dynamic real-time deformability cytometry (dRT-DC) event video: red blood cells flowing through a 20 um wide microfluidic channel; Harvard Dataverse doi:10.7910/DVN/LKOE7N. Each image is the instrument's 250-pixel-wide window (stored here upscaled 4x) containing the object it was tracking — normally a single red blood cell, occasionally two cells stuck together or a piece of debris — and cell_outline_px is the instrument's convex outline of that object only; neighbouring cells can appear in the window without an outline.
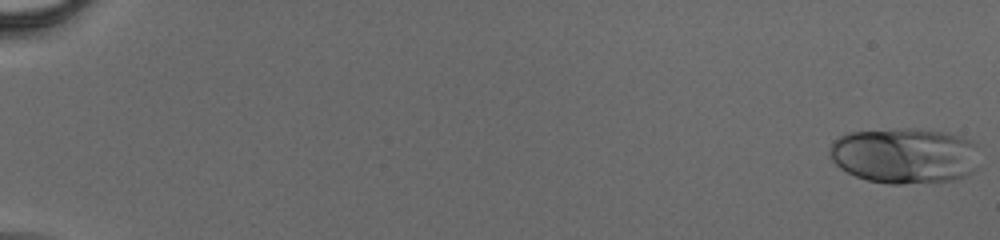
{"species": "human", "species_latin": "Homo sapiens", "temperature_condition": "cold", "stored_images_in_passage": 56, "camera_frame_rate_fps": 3000, "um_per_image_px": 0.085, "donor": {"sex": "male"}, "frame": {"image": 1, "passage_image": 1, "time_ms": 0.0, "image_size_px": [1000, 240], "cell_outline_px": [[980, 144], [972, 172], [968, 176], [956, 180], [900, 184], [888, 184], [868, 180], [856, 176], [840, 168], [832, 160], [828, 152], [832, 140], [848, 132], [900, 128], [920, 128], [944, 132], [960, 136], [972, 140]], "centroid_in_image_um": [76.9, 13.21], "position_along_channel_um": 8.1, "area_um2": 49.3}}
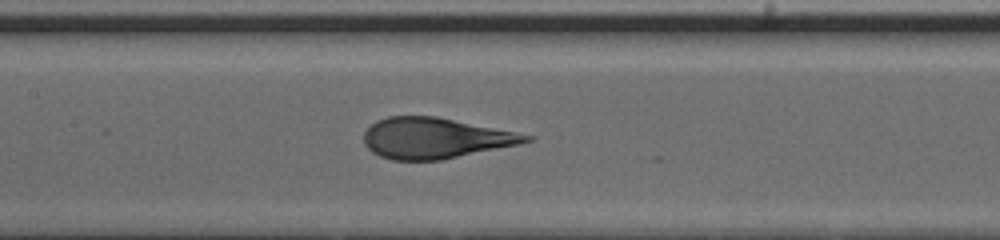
{"frame": {"image": 2, "passage_image": 30, "time_ms": 9.667, "image_size_px": [1000, 240], "cell_outline_px": [[536, 140], [520, 144], [440, 160], [392, 160], [380, 156], [372, 152], [364, 144], [364, 132], [376, 120], [388, 116], [436, 116], [536, 136]], "centroid_in_image_um": [37.0, 11.74], "position_along_channel_um": 170.4, "area_um2": 38.49}}
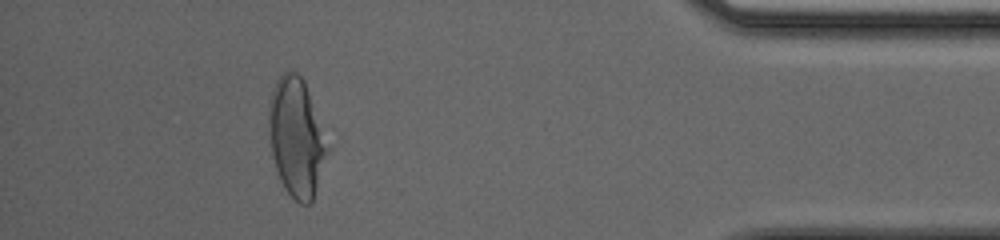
{"frame": {"image": 3, "passage_image": 52, "time_ms": 17.0, "image_size_px": [1000, 240], "cell_outline_px": [[328, 152], [312, 204], [300, 204], [284, 188], [280, 180], [272, 156], [268, 132], [268, 108], [272, 92], [276, 80], [288, 68], [296, 72], [304, 80], [328, 148]], "centroid_in_image_um": [25.16, 11.69], "position_along_channel_um": 410.0, "area_um2": 40.11}}